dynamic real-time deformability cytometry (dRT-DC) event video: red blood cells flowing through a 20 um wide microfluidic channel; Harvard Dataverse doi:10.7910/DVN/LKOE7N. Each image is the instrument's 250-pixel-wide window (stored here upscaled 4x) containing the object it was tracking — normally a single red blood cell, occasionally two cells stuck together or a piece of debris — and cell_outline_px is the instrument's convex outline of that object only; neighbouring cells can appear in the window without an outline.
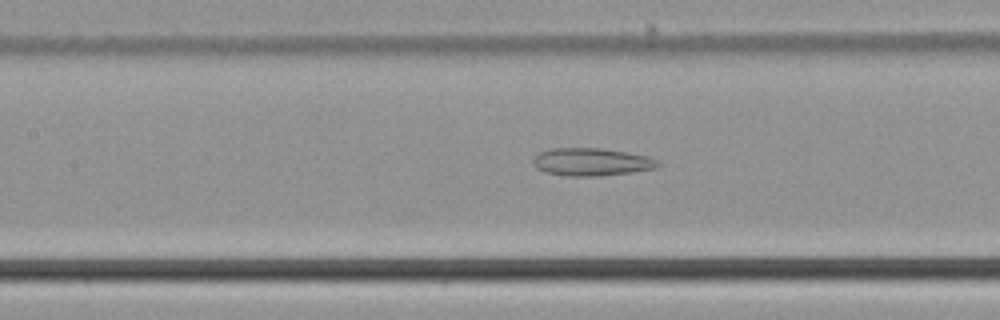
{"species": "common noctule bat (a hibernating species)", "species_latin": "Nyctalus noctula", "temperature_condition": "cold", "stored_images_in_passage": 54, "camera_frame_rate_fps": 3000, "um_per_image_px": 0.085, "animal": {"sex": "male", "body_mass_g": 21.5, "forearm_length_mm": 52.0}, "frame": {"image": 1, "passage_image": 25, "time_ms": 8.0, "image_size_px": [1000, 320], "cell_outline_px": [[660, 164], [656, 168], [632, 172], [596, 176], [568, 176], [544, 172], [536, 168], [532, 164], [532, 160], [540, 152], [552, 148], [600, 148], [648, 156], [656, 160]], "centroid_in_image_um": [50.24, 13.77], "position_along_channel_um": 157.2, "area_um2": 20.06}}
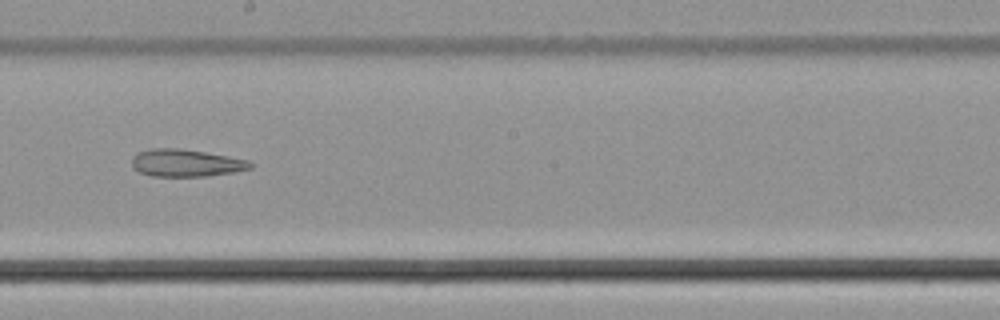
{"frame": {"image": 2, "passage_image": 31, "time_ms": 10.0, "image_size_px": [1000, 320], "cell_outline_px": [[252, 168], [232, 172], [208, 176], [152, 176], [140, 172], [132, 168], [132, 156], [148, 148], [180, 148], [228, 156], [248, 160], [252, 164]], "centroid_in_image_um": [15.77, 13.85], "position_along_channel_um": 232.4, "area_um2": 18.84}}
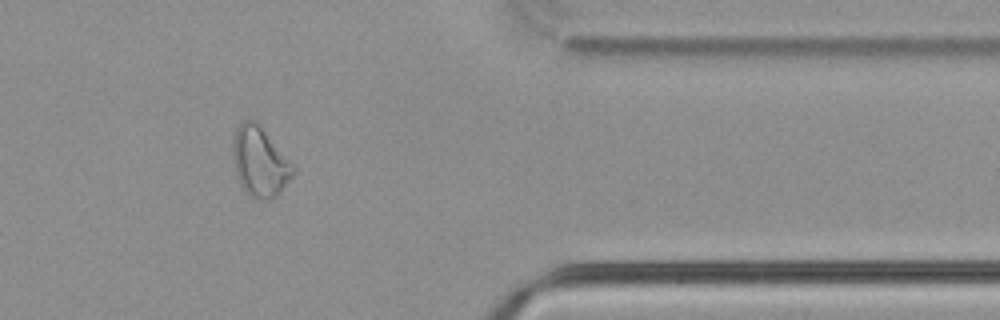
{"frame": {"image": 3, "passage_image": 45, "time_ms": 14.667, "image_size_px": [1000, 320], "cell_outline_px": [[292, 172], [288, 180], [276, 196], [268, 200], [264, 200], [248, 196], [240, 184], [236, 172], [232, 152], [232, 140], [236, 128], [244, 120], [252, 120], [260, 124], [292, 168]], "centroid_in_image_um": [21.99, 13.75], "position_along_channel_um": 389.4, "area_um2": 23.52}, "authors_computed_cell_mechanics": {"area_um2": 23.987, "velocity_mm_per_s": 3.7738, "shape_relaxation_time_tau1_ms": null, "shape_relaxation_time_tau2_ms": 4.4698, "deformation_change_tau1": null, "deformation_change_tau2": 0.1288}}